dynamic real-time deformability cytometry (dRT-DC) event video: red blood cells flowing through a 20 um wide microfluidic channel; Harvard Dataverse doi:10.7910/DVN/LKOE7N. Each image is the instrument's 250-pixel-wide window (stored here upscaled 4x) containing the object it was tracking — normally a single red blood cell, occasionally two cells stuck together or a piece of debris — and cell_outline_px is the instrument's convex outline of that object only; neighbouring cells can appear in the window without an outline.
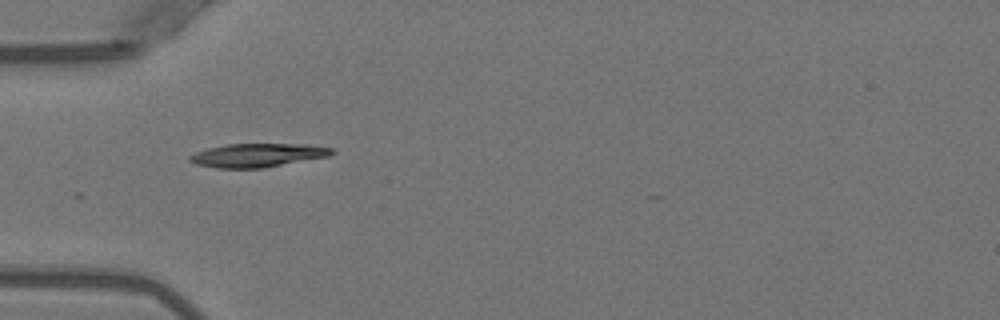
{"species": "Egyptian fruit bat (a non-hibernating species)", "species_latin": "Rousettus aegyptiacus", "temperature_condition": "warm", "stored_images_in_passage": 5, "camera_frame_rate_fps": 3000, "um_per_image_px": 0.085, "animal": {"sex": "female"}, "frame": {"image": 1, "passage_image": 1, "time_ms": 0.0, "image_size_px": [1000, 320], "cell_outline_px": [[336, 152], [328, 156], [264, 168], [216, 168], [196, 164], [188, 160], [188, 156], [196, 152], [208, 148], [228, 144], [308, 144], [332, 148]], "centroid_in_image_um": [21.89, 13.19], "position_along_channel_um": 63.1, "area_um2": 19.54}}
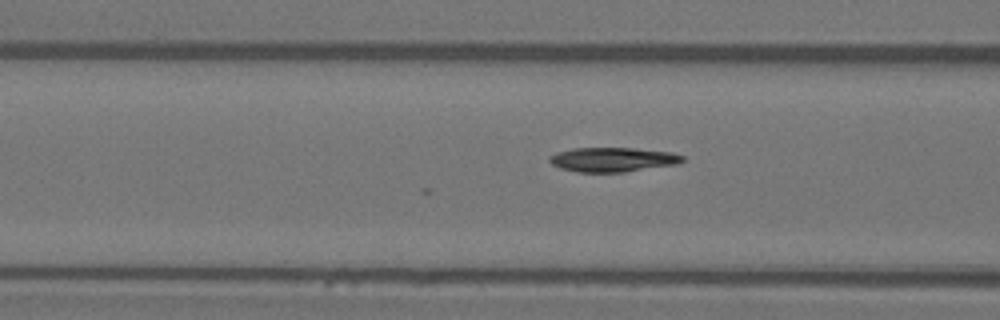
{"frame": {"image": 2, "passage_image": 5, "time_ms": 1.333, "image_size_px": [1000, 320], "cell_outline_px": [[684, 160], [676, 164], [624, 172], [576, 172], [560, 168], [552, 164], [548, 160], [548, 156], [556, 152], [572, 148], [632, 148], [672, 152], [684, 156]], "centroid_in_image_um": [52.04, 13.56], "position_along_channel_um": 114.6, "area_um2": 18.96}}